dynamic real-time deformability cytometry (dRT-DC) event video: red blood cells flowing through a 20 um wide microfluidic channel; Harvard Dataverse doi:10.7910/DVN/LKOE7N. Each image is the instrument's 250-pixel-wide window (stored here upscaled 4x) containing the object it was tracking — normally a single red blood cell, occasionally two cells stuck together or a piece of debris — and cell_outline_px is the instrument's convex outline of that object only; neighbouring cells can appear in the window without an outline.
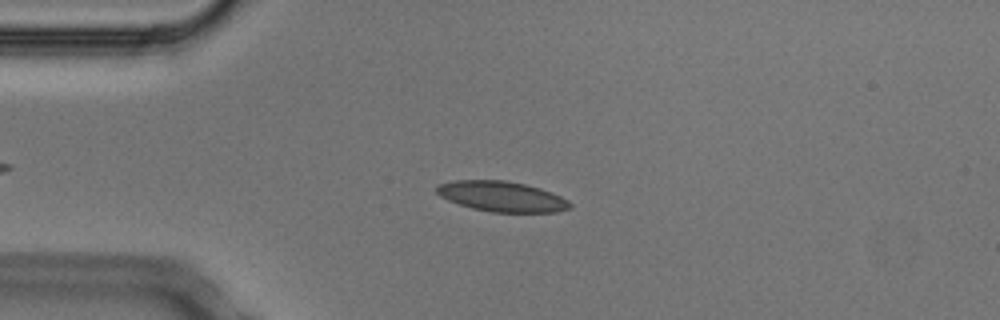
{"species": "Egyptian fruit bat (a non-hibernating species)", "species_latin": "Rousettus aegyptiacus", "temperature_condition": "cold", "stored_images_in_passage": 4, "camera_frame_rate_fps": 3000, "um_per_image_px": 0.085, "animal": {"sex": "male"}, "frame": {"image": 1, "passage_image": 4, "time_ms": 1.0, "image_size_px": [1000, 320], "cell_outline_px": [[572, 208], [556, 212], [492, 212], [472, 208], [448, 200], [440, 196], [436, 192], [436, 184], [452, 180], [504, 180], [524, 184], [540, 188], [560, 196], [568, 200], [572, 204]], "centroid_in_image_um": [42.64, 16.69], "position_along_channel_um": 42.4, "area_um2": 23.58}}